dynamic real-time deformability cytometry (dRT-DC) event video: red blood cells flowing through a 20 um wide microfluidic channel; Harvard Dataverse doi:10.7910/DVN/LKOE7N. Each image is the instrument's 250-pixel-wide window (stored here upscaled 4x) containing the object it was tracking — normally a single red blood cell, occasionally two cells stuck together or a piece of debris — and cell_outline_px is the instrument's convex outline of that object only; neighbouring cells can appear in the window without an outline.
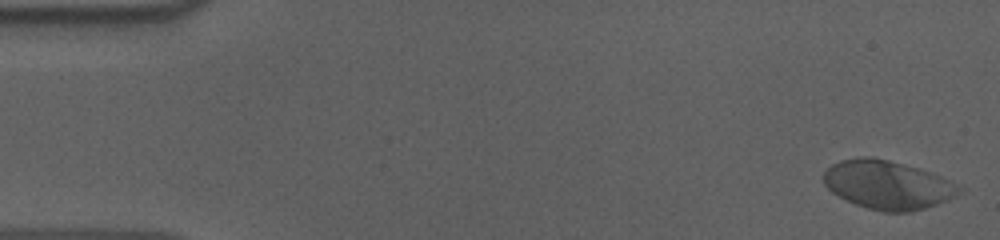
{"species": "human", "species_latin": "Homo sapiens", "temperature_condition": "cold", "stored_images_in_passage": 56, "camera_frame_rate_fps": 3000, "um_per_image_px": 0.085, "donor": {"sex": "male"}, "frame": {"image": 1, "passage_image": 1, "time_ms": 0.0, "image_size_px": [1000, 240], "cell_outline_px": [[964, 188], [960, 192], [948, 200], [912, 212], [884, 212], [868, 208], [856, 204], [832, 192], [824, 184], [824, 172], [832, 164], [840, 160], [864, 156], [872, 156], [888, 160], [916, 168], [940, 176]], "centroid_in_image_um": [75.43, 15.71], "position_along_channel_um": 9.6, "area_um2": 37.97}}
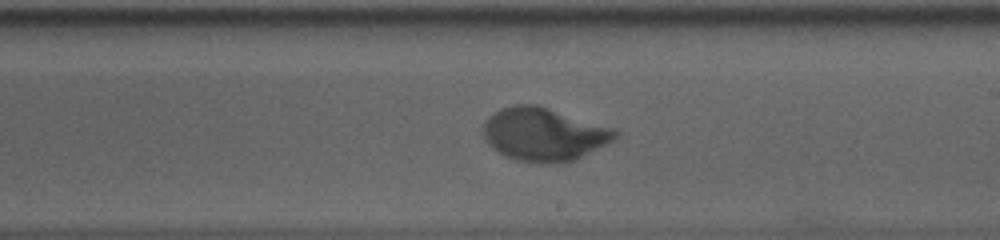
{"frame": {"image": 2, "passage_image": 32, "time_ms": 10.333, "image_size_px": [1000, 240], "cell_outline_px": [[620, 136], [576, 160], [560, 164], [544, 164], [516, 160], [504, 156], [492, 148], [488, 144], [480, 132], [484, 120], [500, 108], [516, 104], [536, 104], [612, 128], [620, 132]], "centroid_in_image_um": [46.18, 11.43], "position_along_channel_um": 242.8, "area_um2": 41.27}}
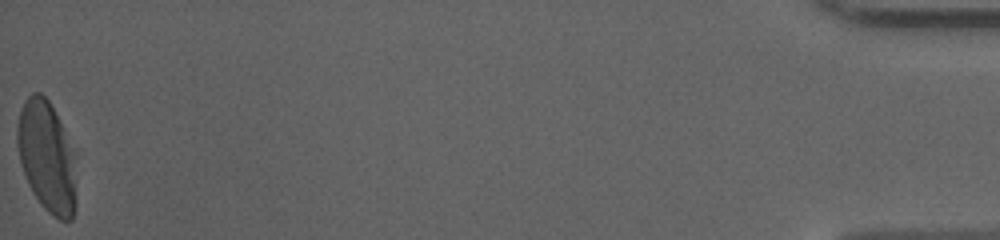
{"frame": {"image": 3, "passage_image": 56, "time_ms": 18.333, "image_size_px": [1000, 240], "cell_outline_px": [[76, 152], [72, 220], [60, 220], [52, 216], [40, 204], [28, 184], [20, 160], [16, 140], [16, 132], [20, 112], [24, 100], [32, 92], [40, 92], [48, 100]], "centroid_in_image_um": [3.96, 13.29], "position_along_channel_um": 431.2, "area_um2": 37.86}, "authors_computed_cell_mechanics": {"area_um2": 38.3792, "velocity_mm_per_s": 3.602, "shape_relaxation_time_tau1_ms": 3.7567, "shape_relaxation_time_tau2_ms": null, "deformation_change_tau1": 0.1903, "deformation_change_tau2": null}}